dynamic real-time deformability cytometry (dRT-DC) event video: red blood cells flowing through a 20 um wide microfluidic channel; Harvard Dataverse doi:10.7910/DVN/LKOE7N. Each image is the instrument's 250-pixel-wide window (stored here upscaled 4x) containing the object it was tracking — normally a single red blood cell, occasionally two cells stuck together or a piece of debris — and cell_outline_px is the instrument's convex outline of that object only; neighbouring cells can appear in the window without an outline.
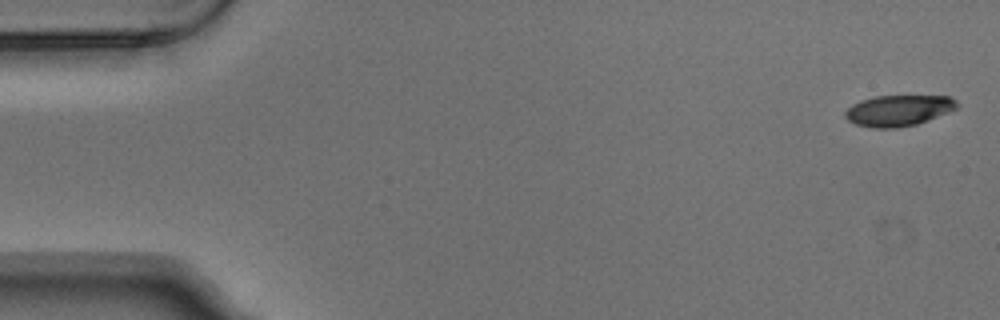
{"species": "Egyptian fruit bat (a non-hibernating species)", "species_latin": "Rousettus aegyptiacus", "temperature_condition": "warm", "stored_images_in_passage": 4, "camera_frame_rate_fps": 3000, "um_per_image_px": 0.085, "animal": {"sex": "male"}, "frame": {"image": 1, "passage_image": 1, "time_ms": 0.0, "image_size_px": [1000, 320], "cell_outline_px": [[960, 104], [956, 108], [948, 112], [916, 124], [896, 128], [872, 128], [856, 124], [848, 120], [844, 116], [844, 112], [852, 104], [860, 100], [876, 96], [948, 96], [956, 100]], "centroid_in_image_um": [76.34, 9.39], "position_along_channel_um": 8.7, "area_um2": 20.11}}
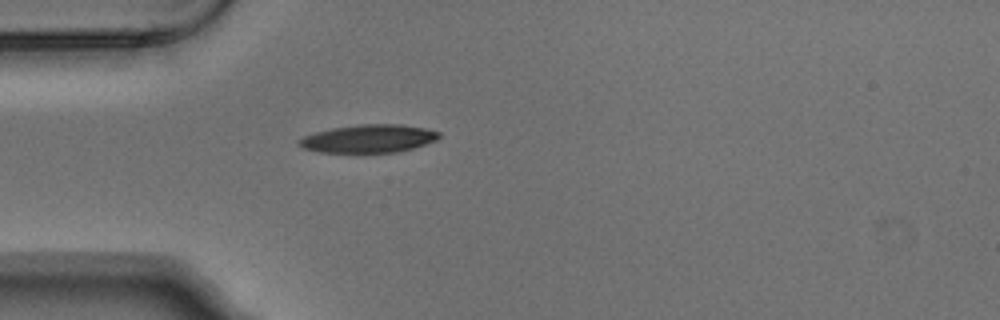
{"frame": {"image": 2, "passage_image": 4, "time_ms": 1.0, "image_size_px": [1000, 320], "cell_outline_px": [[440, 136], [436, 140], [412, 148], [396, 152], [320, 152], [304, 148], [296, 144], [296, 140], [304, 136], [316, 132], [332, 128], [364, 124], [400, 124], [424, 128], [440, 132]], "centroid_in_image_um": [31.3, 11.78], "position_along_channel_um": 53.7, "area_um2": 22.66}}